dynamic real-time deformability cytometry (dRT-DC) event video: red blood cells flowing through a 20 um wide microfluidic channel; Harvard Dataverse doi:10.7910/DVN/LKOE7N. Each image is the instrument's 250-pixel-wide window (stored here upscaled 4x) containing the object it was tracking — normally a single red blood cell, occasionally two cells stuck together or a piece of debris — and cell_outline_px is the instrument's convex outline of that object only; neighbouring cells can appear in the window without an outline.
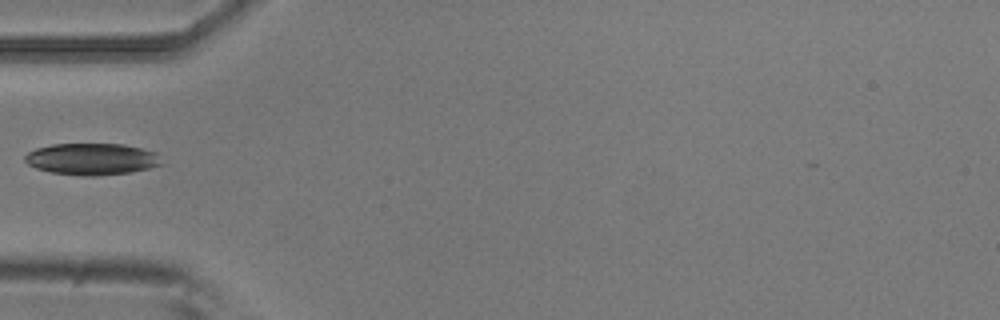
{"species": "common noctule bat (a hibernating species)", "species_latin": "Nyctalus noctula", "temperature_condition": "room temperature", "stored_images_in_passage": 2, "camera_frame_rate_fps": 3000, "um_per_image_px": 0.085, "animal": {"sex": "male", "body_mass_g": 20.5, "forearm_length_mm": 52.5}, "frame": {"image": 1, "passage_image": 1, "time_ms": 0.0, "image_size_px": [1000, 320], "cell_outline_px": [[164, 164], [148, 168], [128, 172], [96, 176], [84, 176], [52, 172], [36, 168], [28, 164], [24, 160], [24, 156], [28, 152], [36, 148], [52, 144], [124, 144], [156, 152]], "centroid_in_image_um": [7.8, 13.51], "position_along_channel_um": 77.2, "area_um2": 25.14}}
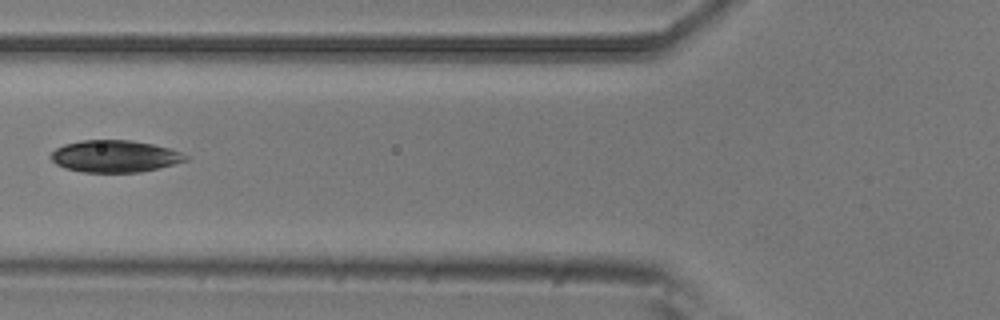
{"frame": {"image": 2, "passage_image": 2, "time_ms": 0.333, "image_size_px": [1000, 320], "cell_outline_px": [[188, 160], [140, 172], [84, 172], [64, 168], [56, 164], [48, 156], [56, 148], [64, 144], [80, 140], [132, 140], [152, 144], [168, 148], [180, 152], [188, 156]], "centroid_in_image_um": [9.71, 13.27], "position_along_channel_um": 116.1, "area_um2": 25.03}}